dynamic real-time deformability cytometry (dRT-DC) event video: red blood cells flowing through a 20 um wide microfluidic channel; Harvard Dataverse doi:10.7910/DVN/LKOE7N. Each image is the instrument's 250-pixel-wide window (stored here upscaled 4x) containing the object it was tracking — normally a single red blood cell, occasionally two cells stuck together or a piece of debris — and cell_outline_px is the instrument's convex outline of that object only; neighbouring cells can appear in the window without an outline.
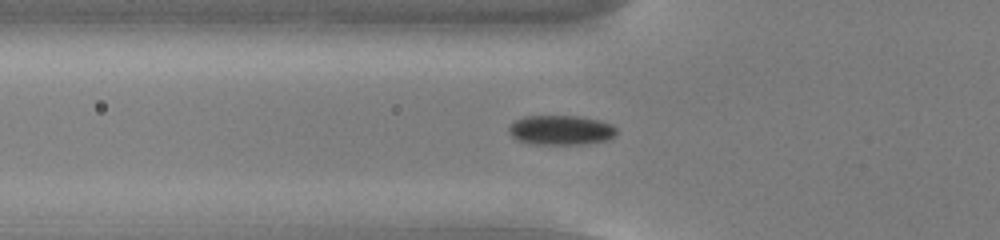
{"species": "common noctule bat (a hibernating species)", "species_latin": "Nyctalus noctula", "temperature_condition": "cold", "stored_images_in_passage": 55, "camera_frame_rate_fps": 3000, "um_per_image_px": 0.085, "animal": {"sex": "male", "body_mass_g": 13.0, "forearm_length_mm": 53.1}, "frame": {"image": 1, "passage_image": 20, "time_ms": 6.333, "image_size_px": [1000, 240], "cell_outline_px": [[616, 132], [612, 136], [604, 140], [580, 144], [532, 144], [516, 140], [508, 132], [508, 128], [516, 120], [524, 116], [580, 116], [600, 120], [612, 124], [616, 128]], "centroid_in_image_um": [47.64, 11.05], "position_along_channel_um": 78.2, "area_um2": 18.5}}
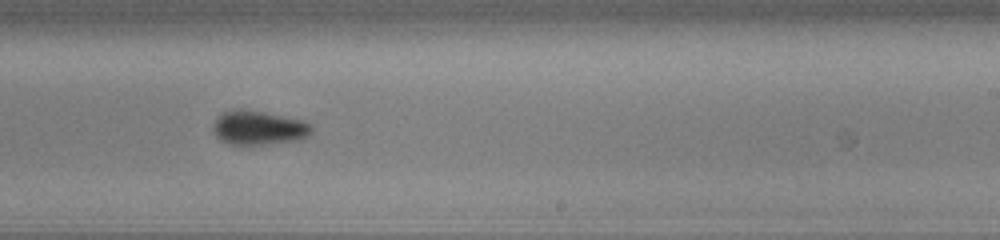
{"frame": {"image": 2, "passage_image": 35, "time_ms": 11.333, "image_size_px": [1000, 240], "cell_outline_px": [[312, 132], [308, 136], [300, 140], [264, 144], [228, 144], [220, 140], [216, 136], [212, 128], [216, 120], [224, 112], [236, 108], [240, 108], [264, 112], [304, 120], [312, 124]], "centroid_in_image_um": [22.01, 10.86], "position_along_channel_um": 267.0, "area_um2": 19.65}}
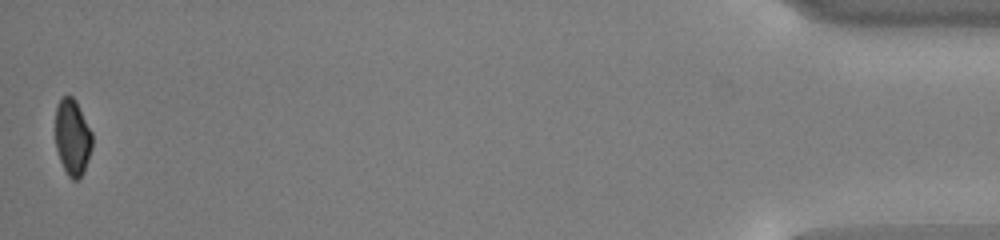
{"frame": {"image": 3, "passage_image": 55, "time_ms": 18.0, "image_size_px": [1000, 240], "cell_outline_px": [[92, 148], [84, 172], [76, 180], [72, 180], [68, 176], [60, 160], [56, 148], [56, 104], [60, 96], [72, 96], [76, 100], [92, 132]], "centroid_in_image_um": [6.16, 11.64], "position_along_channel_um": 429.0, "area_um2": 16.47}, "authors_computed_cell_mechanics": {"area_um2": 18.2648, "velocity_mm_per_s": 3.7777, "shape_relaxation_time_tau1_ms": 3.2027, "shape_relaxation_time_tau2_ms": null, "deformation_change_tau1": 0.0822, "deformation_change_tau2": null}}